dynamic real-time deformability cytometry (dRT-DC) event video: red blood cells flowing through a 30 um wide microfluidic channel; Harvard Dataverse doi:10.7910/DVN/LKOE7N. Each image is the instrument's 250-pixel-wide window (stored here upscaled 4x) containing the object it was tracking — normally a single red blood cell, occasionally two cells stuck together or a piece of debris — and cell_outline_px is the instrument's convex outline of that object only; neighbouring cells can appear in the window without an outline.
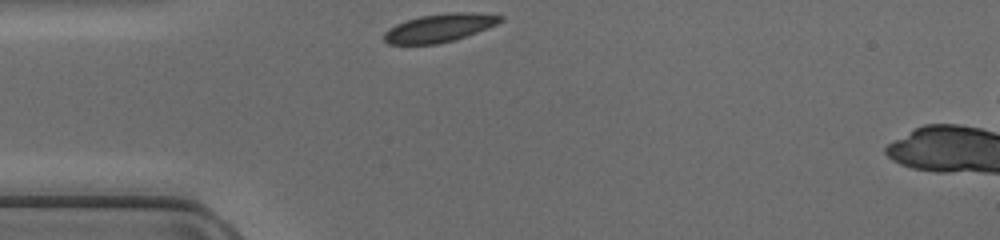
{"species": "common noctule bat (a hibernating species)", "species_latin": "Nyctalus noctula", "temperature_condition": "cold", "stored_images_in_passage": 27, "camera_frame_rate_fps": 3000, "um_per_image_px": 0.085, "animal": {"sex": "female", "body_mass_g": 17.0, "forearm_length_mm": 48.0}, "frame": {"image": 1, "passage_image": 1, "time_ms": 0.0, "image_size_px": [1000, 240], "cell_outline_px": [[504, 20], [496, 24], [476, 32], [452, 40], [436, 44], [388, 44], [384, 40], [384, 32], [388, 28], [396, 24], [420, 16], [452, 12], [472, 12], [504, 16]], "centroid_in_image_um": [37.34, 2.36], "position_along_channel_um": 47.7, "area_um2": 18.84}}
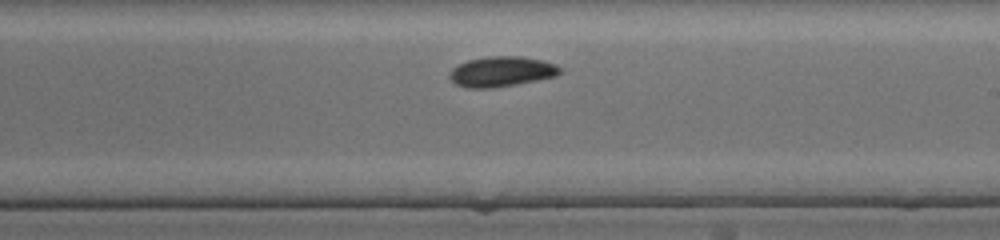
{"frame": {"image": 2, "passage_image": 16, "time_ms": 5.0, "image_size_px": [1000, 240], "cell_outline_px": [[560, 72], [556, 76], [516, 84], [488, 88], [468, 88], [456, 84], [448, 76], [448, 72], [452, 68], [468, 60], [488, 56], [520, 56], [540, 60], [556, 64], [560, 68]], "centroid_in_image_um": [42.59, 6.08], "position_along_channel_um": 246.4, "area_um2": 19.25}}
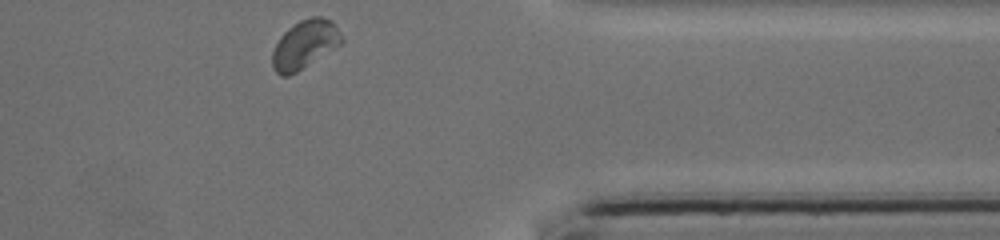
{"frame": {"image": 3, "passage_image": 27, "time_ms": 8.667, "image_size_px": [1000, 240], "cell_outline_px": [[344, 40], [340, 44], [296, 72], [288, 76], [280, 76], [272, 68], [272, 52], [280, 36], [288, 28], [300, 20], [308, 16], [320, 16], [332, 20]], "centroid_in_image_um": [25.88, 3.76], "position_along_channel_um": 385.5, "area_um2": 19.42}}